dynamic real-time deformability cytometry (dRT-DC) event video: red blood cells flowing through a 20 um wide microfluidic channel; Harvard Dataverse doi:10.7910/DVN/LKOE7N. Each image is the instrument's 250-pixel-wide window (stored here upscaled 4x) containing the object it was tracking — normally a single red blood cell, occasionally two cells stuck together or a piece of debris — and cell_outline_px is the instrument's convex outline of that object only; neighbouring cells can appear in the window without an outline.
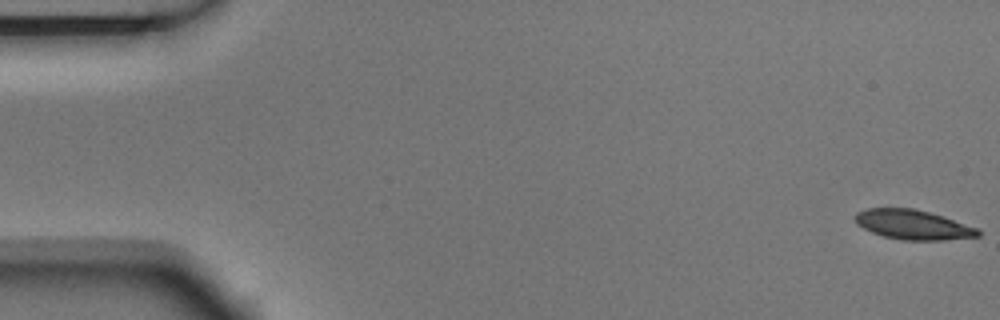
{"species": "Egyptian fruit bat (a non-hibernating species)", "species_latin": "Rousettus aegyptiacus", "temperature_condition": "room temperature", "stored_images_in_passage": 6, "camera_frame_rate_fps": 3000, "um_per_image_px": 0.085, "animal": {"sex": "male"}, "frame": {"image": 1, "passage_image": 1, "time_ms": 0.0, "image_size_px": [1000, 320], "cell_outline_px": [[980, 236], [944, 240], [904, 240], [884, 236], [872, 232], [856, 224], [856, 212], [868, 208], [912, 208], [944, 216], [976, 228], [980, 232]], "centroid_in_image_um": [77.6, 19.1], "position_along_channel_um": 7.4, "area_um2": 20.98}}